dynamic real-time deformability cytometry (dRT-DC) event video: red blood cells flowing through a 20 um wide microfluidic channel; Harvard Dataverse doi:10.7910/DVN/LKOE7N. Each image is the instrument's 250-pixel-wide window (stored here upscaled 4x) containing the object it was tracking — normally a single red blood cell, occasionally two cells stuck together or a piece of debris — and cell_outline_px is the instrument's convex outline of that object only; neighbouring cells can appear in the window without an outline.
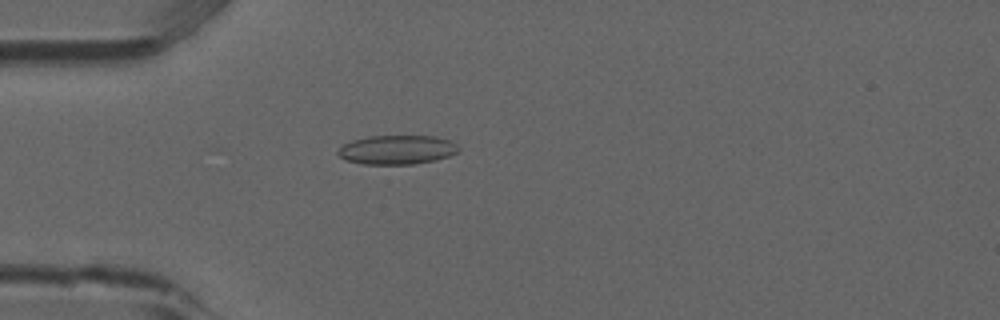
{"species": "common noctule bat (a hibernating species)", "species_latin": "Nyctalus noctula", "temperature_condition": "room temperature", "stored_images_in_passage": 4, "camera_frame_rate_fps": 3000, "um_per_image_px": 0.085, "animal": {"sex": "male", "forearm_length_mm": 52.5}, "frame": {"image": 1, "passage_image": 4, "time_ms": 1.0, "image_size_px": [1000, 320], "cell_outline_px": [[460, 148], [456, 152], [448, 156], [432, 160], [412, 164], [364, 164], [344, 160], [336, 152], [344, 144], [352, 140], [368, 136], [436, 136], [452, 140]], "centroid_in_image_um": [33.73, 12.72], "position_along_channel_um": 51.3, "area_um2": 20.4}}